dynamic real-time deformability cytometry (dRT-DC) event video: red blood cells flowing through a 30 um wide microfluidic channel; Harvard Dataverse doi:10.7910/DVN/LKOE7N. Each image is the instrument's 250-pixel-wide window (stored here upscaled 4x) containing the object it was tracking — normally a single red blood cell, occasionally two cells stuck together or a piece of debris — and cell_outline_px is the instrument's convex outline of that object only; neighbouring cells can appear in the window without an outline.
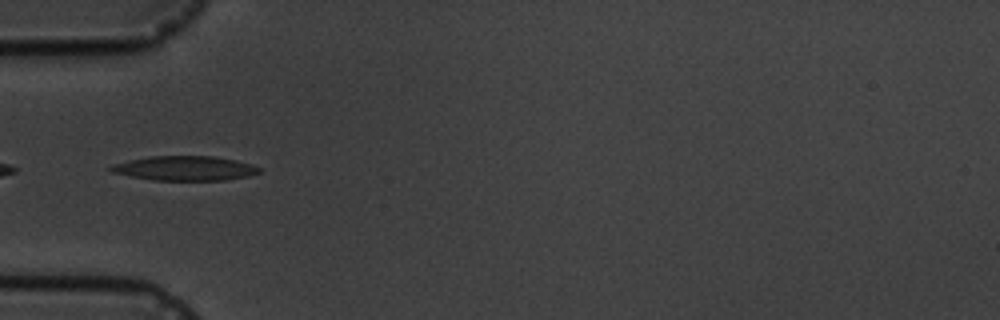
{"species": "common noctule bat (a hibernating species)", "species_latin": "Nyctalus noctula", "temperature_condition": "cold", "stored_images_in_passage": 13, "camera_frame_rate_fps": 3000, "um_per_image_px": 0.085, "animal": {"sex": "male", "body_mass_g": 19.5, "forearm_length_mm": 54.6}, "frame": {"image": 1, "passage_image": 2, "time_ms": 1.333, "image_size_px": [1000, 320], "cell_outline_px": [[260, 172], [248, 176], [224, 180], [152, 180], [112, 172], [108, 168], [116, 164], [128, 160], [152, 156], [212, 156], [236, 160], [252, 164], [260, 168]], "centroid_in_image_um": [15.74, 14.3], "position_along_channel_um": 69.3, "area_um2": 20.98}}
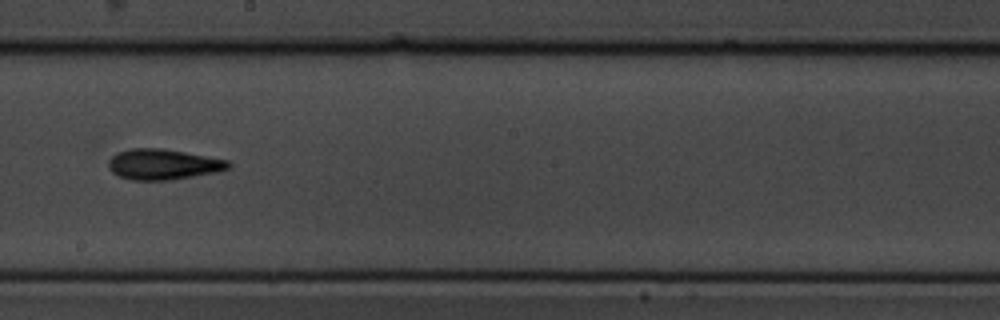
{"frame": {"image": 2, "passage_image": 6, "time_ms": 6.0, "image_size_px": [1000, 320], "cell_outline_px": [[232, 164], [228, 168], [220, 172], [168, 180], [132, 180], [120, 176], [112, 172], [108, 168], [108, 160], [116, 152], [132, 148], [160, 148], [184, 152], [228, 160]], "centroid_in_image_um": [13.86, 13.97], "position_along_channel_um": 234.3, "area_um2": 21.39}}
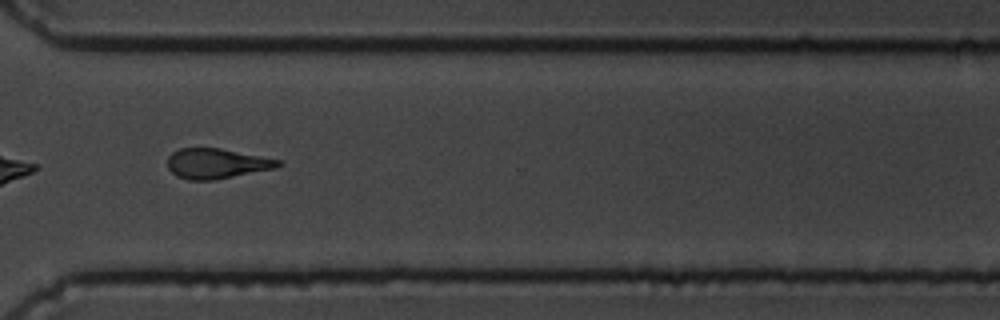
{"frame": {"image": 3, "passage_image": 9, "time_ms": 9.333, "image_size_px": [1000, 320], "cell_outline_px": [[284, 164], [276, 168], [212, 180], [188, 180], [176, 176], [168, 168], [168, 156], [172, 152], [180, 148], [220, 148], [280, 160]], "centroid_in_image_um": [18.39, 13.9], "position_along_channel_um": 352.2, "area_um2": 19.31}, "authors_computed_cell_mechanics": {"area_um2": 19.941, "velocity_mm_per_s": 3.5401, "shape_relaxation_time_tau1_ms": 7.0646, "shape_relaxation_time_tau2_ms": 5.2513, "deformation_change_tau1": 0.1594, "deformation_change_tau2": 0.1508}}